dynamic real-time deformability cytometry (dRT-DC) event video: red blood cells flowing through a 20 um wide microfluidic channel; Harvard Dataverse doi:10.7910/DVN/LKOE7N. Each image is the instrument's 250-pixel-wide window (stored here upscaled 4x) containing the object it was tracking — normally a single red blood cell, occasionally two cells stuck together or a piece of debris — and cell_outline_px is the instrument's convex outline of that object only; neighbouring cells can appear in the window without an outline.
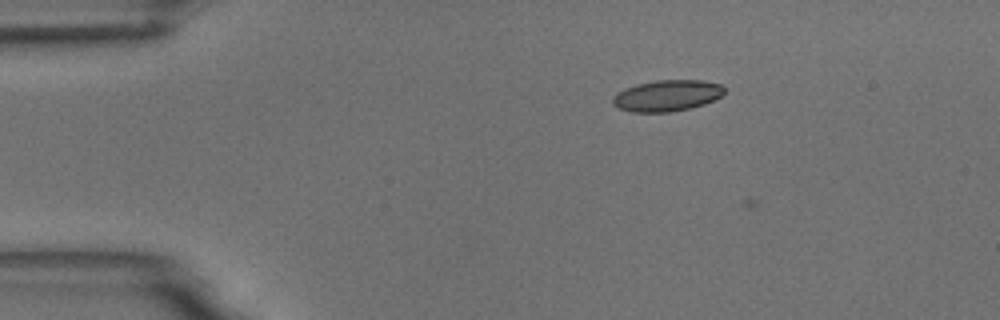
{"species": "common noctule bat (a hibernating species)", "species_latin": "Nyctalus noctula", "temperature_condition": "room temperature", "stored_images_in_passage": 3, "camera_frame_rate_fps": 3000, "um_per_image_px": 0.085, "animal": {"sex": "male", "body_mass_g": 18.8}, "frame": {"image": 1, "passage_image": 2, "time_ms": 0.333, "image_size_px": [1000, 320], "cell_outline_px": [[724, 92], [720, 96], [704, 104], [692, 108], [668, 112], [632, 112], [616, 108], [612, 104], [612, 96], [616, 92], [624, 88], [636, 84], [656, 80], [704, 80], [720, 84], [724, 88]], "centroid_in_image_um": [56.64, 8.13], "position_along_channel_um": 28.4, "area_um2": 20.52}}